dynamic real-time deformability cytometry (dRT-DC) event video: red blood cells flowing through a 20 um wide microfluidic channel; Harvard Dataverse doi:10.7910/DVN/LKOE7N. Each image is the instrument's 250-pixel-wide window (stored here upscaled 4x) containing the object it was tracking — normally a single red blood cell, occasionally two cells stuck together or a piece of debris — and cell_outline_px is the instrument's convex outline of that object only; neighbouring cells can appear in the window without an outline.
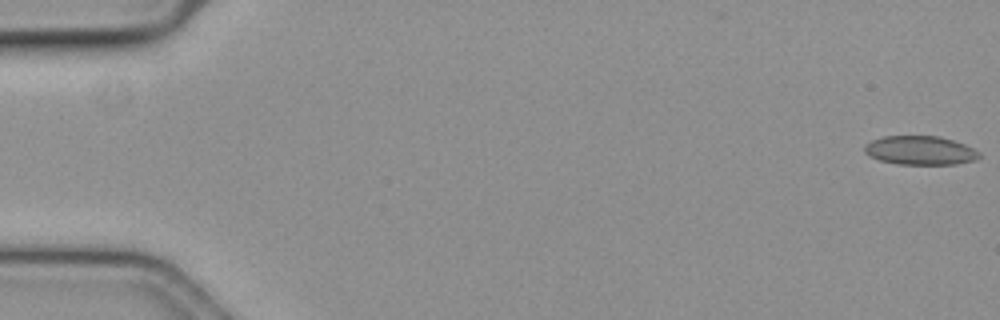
{"species": "common noctule bat (a hibernating species)", "species_latin": "Nyctalus noctula", "temperature_condition": "cold", "stored_images_in_passage": 58, "camera_frame_rate_fps": 3000, "um_per_image_px": 0.085, "animal": {"sex": "female", "body_mass_g": 19.3, "forearm_length_mm": 54.1}, "frame": {"image": 1, "passage_image": 1, "time_ms": 0.0, "image_size_px": [1000, 320], "cell_outline_px": [[980, 156], [976, 160], [956, 164], [896, 164], [880, 160], [864, 152], [864, 144], [872, 140], [884, 136], [940, 136], [964, 144], [980, 152]], "centroid_in_image_um": [78.22, 12.78], "position_along_channel_um": 6.8, "area_um2": 19.25}}
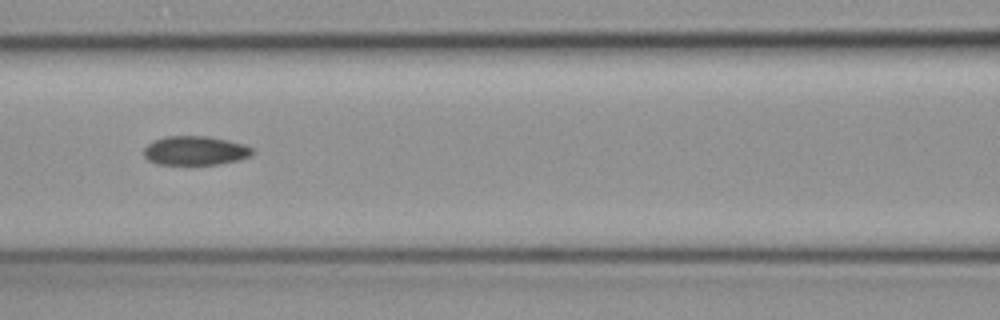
{"frame": {"image": 2, "passage_image": 26, "time_ms": 8.333, "image_size_px": [1000, 320], "cell_outline_px": [[256, 152], [252, 156], [240, 160], [216, 164], [156, 164], [148, 160], [144, 156], [144, 148], [148, 144], [156, 140], [168, 136], [208, 136], [228, 140], [244, 144], [252, 148]], "centroid_in_image_um": [16.64, 12.8], "position_along_channel_um": 150.0, "area_um2": 18.44}}
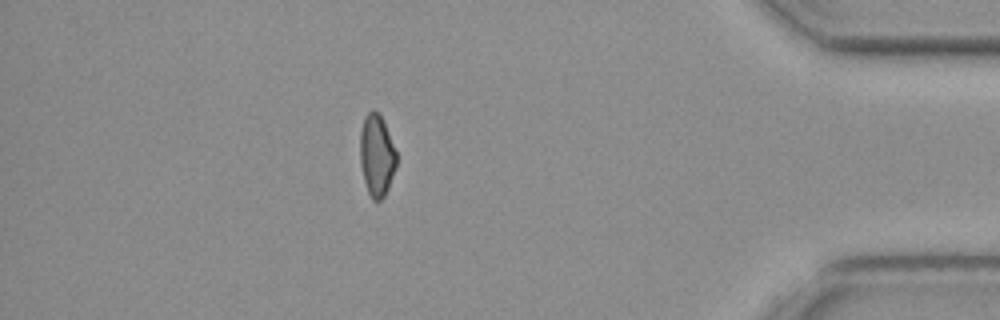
{"frame": {"image": 3, "passage_image": 51, "time_ms": 16.667, "image_size_px": [1000, 320], "cell_outline_px": [[396, 168], [388, 188], [384, 196], [380, 200], [372, 200], [368, 192], [364, 180], [360, 164], [360, 132], [364, 116], [372, 108], [380, 112], [396, 152]], "centroid_in_image_um": [32.01, 13.17], "position_along_channel_um": 403.2, "area_um2": 17.46}, "authors_computed_cell_mechanics": {"area_um2": 18.8428, "velocity_mm_per_s": 3.5856, "shape_relaxation_time_tau1_ms": null, "shape_relaxation_time_tau2_ms": 5.7341, "deformation_change_tau1": null, "deformation_change_tau2": 0.0916}}